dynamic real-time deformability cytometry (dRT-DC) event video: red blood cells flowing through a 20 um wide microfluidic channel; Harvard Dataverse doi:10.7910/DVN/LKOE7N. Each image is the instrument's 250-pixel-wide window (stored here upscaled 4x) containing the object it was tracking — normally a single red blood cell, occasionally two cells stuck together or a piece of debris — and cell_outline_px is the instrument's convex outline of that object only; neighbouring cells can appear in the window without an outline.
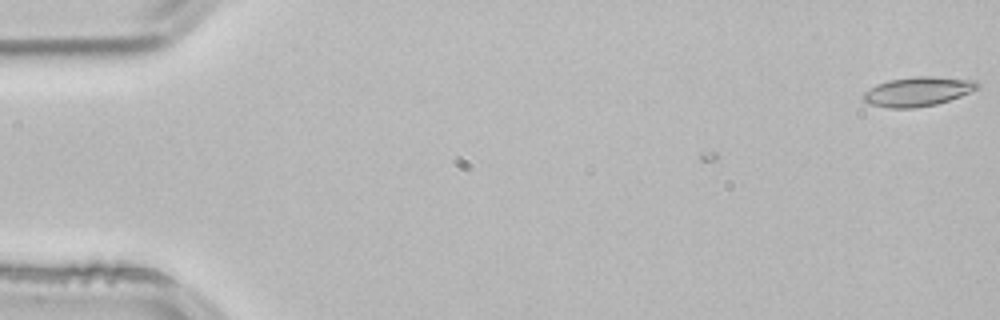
{"species": "common noctule bat (a hibernating species)", "species_latin": "Nyctalus noctula", "temperature_condition": "room temperature", "stored_images_in_passage": 4, "segment_of_instrument_passage": [2, 2], "camera_frame_rate_fps": 3000, "um_per_image_px": 0.085, "animal": {"sex": "male", "body_mass_g": 21.5, "forearm_length_mm": 52.0}, "frame": {"image": 1, "passage_image": 4, "time_ms": 1.0, "image_size_px": [1000, 320], "cell_outline_px": [[980, 84], [976, 88], [960, 96], [936, 104], [912, 108], [888, 108], [868, 104], [864, 100], [864, 92], [876, 84], [888, 80], [916, 76], [932, 76], [976, 80]], "centroid_in_image_um": [77.98, 7.77], "position_along_channel_um": 7.0, "area_um2": 19.36}}